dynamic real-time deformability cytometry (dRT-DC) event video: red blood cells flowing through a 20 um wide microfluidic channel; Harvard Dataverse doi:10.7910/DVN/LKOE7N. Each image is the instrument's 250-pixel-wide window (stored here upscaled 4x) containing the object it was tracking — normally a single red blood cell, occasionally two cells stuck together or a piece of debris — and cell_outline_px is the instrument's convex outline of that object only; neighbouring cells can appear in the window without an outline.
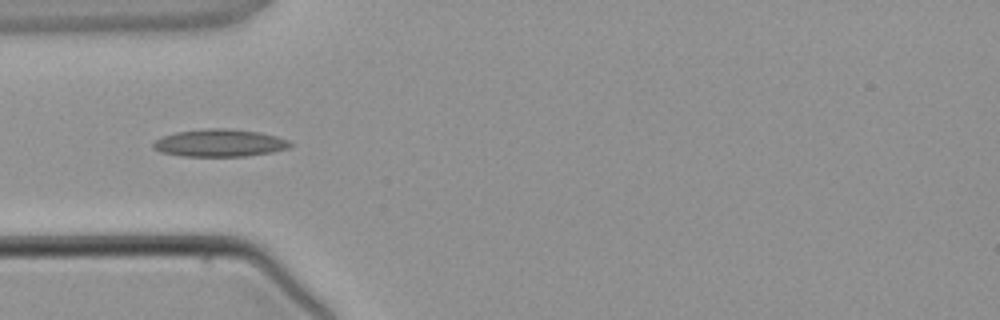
{"species": "common noctule bat (a hibernating species)", "species_latin": "Nyctalus noctula", "temperature_condition": "warm", "stored_images_in_passage": 4, "camera_frame_rate_fps": 3000, "um_per_image_px": 0.085, "animal": {"sex": "male", "body_mass_g": 21.5, "forearm_length_mm": 52.0}, "frame": {"image": 1, "passage_image": 3, "time_ms": 2.333, "image_size_px": [1000, 320], "cell_outline_px": [[292, 144], [288, 148], [272, 152], [244, 156], [184, 156], [160, 152], [152, 148], [152, 144], [156, 140], [164, 136], [176, 132], [204, 128], [228, 128], [256, 132], [276, 136], [288, 140]], "centroid_in_image_um": [18.64, 12.15], "position_along_channel_um": 66.4, "area_um2": 21.79}}
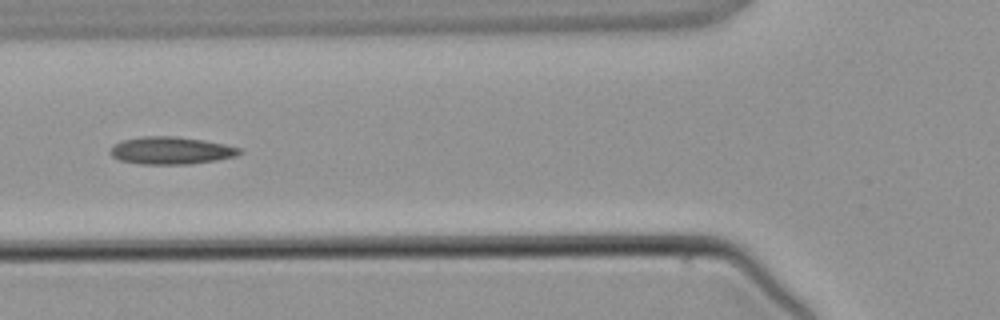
{"frame": {"image": 2, "passage_image": 4, "time_ms": 3.333, "image_size_px": [1000, 320], "cell_outline_px": [[244, 152], [236, 156], [216, 160], [192, 164], [140, 164], [120, 160], [112, 156], [108, 152], [116, 144], [124, 140], [144, 136], [176, 136], [204, 140], [244, 148]], "centroid_in_image_um": [14.6, 12.8], "position_along_channel_um": 111.2, "area_um2": 20.75}}